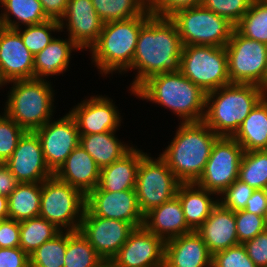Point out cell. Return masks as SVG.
<instances>
[{"mask_svg":"<svg viewBox=\"0 0 267 267\" xmlns=\"http://www.w3.org/2000/svg\"><path fill=\"white\" fill-rule=\"evenodd\" d=\"M238 179L254 189L267 190V150L244 151Z\"/></svg>","mask_w":267,"mask_h":267,"instance_id":"obj_35","label":"cell"},{"mask_svg":"<svg viewBox=\"0 0 267 267\" xmlns=\"http://www.w3.org/2000/svg\"><path fill=\"white\" fill-rule=\"evenodd\" d=\"M61 230L43 217L37 216L20 222L19 247L28 255L44 242L52 240Z\"/></svg>","mask_w":267,"mask_h":267,"instance_id":"obj_32","label":"cell"},{"mask_svg":"<svg viewBox=\"0 0 267 267\" xmlns=\"http://www.w3.org/2000/svg\"><path fill=\"white\" fill-rule=\"evenodd\" d=\"M86 207L95 216L129 222L135 228L143 226L135 190L107 192L97 186L86 196Z\"/></svg>","mask_w":267,"mask_h":267,"instance_id":"obj_17","label":"cell"},{"mask_svg":"<svg viewBox=\"0 0 267 267\" xmlns=\"http://www.w3.org/2000/svg\"><path fill=\"white\" fill-rule=\"evenodd\" d=\"M116 131L80 135L79 144L91 155L100 169L122 158L131 147L115 136Z\"/></svg>","mask_w":267,"mask_h":267,"instance_id":"obj_28","label":"cell"},{"mask_svg":"<svg viewBox=\"0 0 267 267\" xmlns=\"http://www.w3.org/2000/svg\"><path fill=\"white\" fill-rule=\"evenodd\" d=\"M151 16L148 9L142 16L103 24L97 42L90 48L92 62L102 75L129 70L140 29Z\"/></svg>","mask_w":267,"mask_h":267,"instance_id":"obj_5","label":"cell"},{"mask_svg":"<svg viewBox=\"0 0 267 267\" xmlns=\"http://www.w3.org/2000/svg\"><path fill=\"white\" fill-rule=\"evenodd\" d=\"M196 232L212 255L240 244L236 232L235 212L223 207L219 202Z\"/></svg>","mask_w":267,"mask_h":267,"instance_id":"obj_22","label":"cell"},{"mask_svg":"<svg viewBox=\"0 0 267 267\" xmlns=\"http://www.w3.org/2000/svg\"><path fill=\"white\" fill-rule=\"evenodd\" d=\"M266 95L262 87L253 84L231 83L208 92L203 122L219 137H233Z\"/></svg>","mask_w":267,"mask_h":267,"instance_id":"obj_4","label":"cell"},{"mask_svg":"<svg viewBox=\"0 0 267 267\" xmlns=\"http://www.w3.org/2000/svg\"><path fill=\"white\" fill-rule=\"evenodd\" d=\"M143 226L164 241L192 232L177 196L144 215Z\"/></svg>","mask_w":267,"mask_h":267,"instance_id":"obj_24","label":"cell"},{"mask_svg":"<svg viewBox=\"0 0 267 267\" xmlns=\"http://www.w3.org/2000/svg\"><path fill=\"white\" fill-rule=\"evenodd\" d=\"M103 262L80 231H67L64 267H100Z\"/></svg>","mask_w":267,"mask_h":267,"instance_id":"obj_34","label":"cell"},{"mask_svg":"<svg viewBox=\"0 0 267 267\" xmlns=\"http://www.w3.org/2000/svg\"><path fill=\"white\" fill-rule=\"evenodd\" d=\"M135 96L169 108L182 123L203 121L206 93L180 71L149 77L135 90Z\"/></svg>","mask_w":267,"mask_h":267,"instance_id":"obj_3","label":"cell"},{"mask_svg":"<svg viewBox=\"0 0 267 267\" xmlns=\"http://www.w3.org/2000/svg\"><path fill=\"white\" fill-rule=\"evenodd\" d=\"M69 113L74 117L79 135L116 131L121 125L120 112L107 96H90L74 106Z\"/></svg>","mask_w":267,"mask_h":267,"instance_id":"obj_19","label":"cell"},{"mask_svg":"<svg viewBox=\"0 0 267 267\" xmlns=\"http://www.w3.org/2000/svg\"><path fill=\"white\" fill-rule=\"evenodd\" d=\"M257 1H259V2H261L263 4H267V0H257Z\"/></svg>","mask_w":267,"mask_h":267,"instance_id":"obj_54","label":"cell"},{"mask_svg":"<svg viewBox=\"0 0 267 267\" xmlns=\"http://www.w3.org/2000/svg\"><path fill=\"white\" fill-rule=\"evenodd\" d=\"M34 79V56L16 29L0 26V82Z\"/></svg>","mask_w":267,"mask_h":267,"instance_id":"obj_18","label":"cell"},{"mask_svg":"<svg viewBox=\"0 0 267 267\" xmlns=\"http://www.w3.org/2000/svg\"><path fill=\"white\" fill-rule=\"evenodd\" d=\"M243 245L257 267H267V229Z\"/></svg>","mask_w":267,"mask_h":267,"instance_id":"obj_45","label":"cell"},{"mask_svg":"<svg viewBox=\"0 0 267 267\" xmlns=\"http://www.w3.org/2000/svg\"><path fill=\"white\" fill-rule=\"evenodd\" d=\"M225 49L230 83L253 84L265 90L267 44L248 39L234 28Z\"/></svg>","mask_w":267,"mask_h":267,"instance_id":"obj_10","label":"cell"},{"mask_svg":"<svg viewBox=\"0 0 267 267\" xmlns=\"http://www.w3.org/2000/svg\"><path fill=\"white\" fill-rule=\"evenodd\" d=\"M4 164L19 183H41L54 175L46 165L41 142L35 132L23 134Z\"/></svg>","mask_w":267,"mask_h":267,"instance_id":"obj_16","label":"cell"},{"mask_svg":"<svg viewBox=\"0 0 267 267\" xmlns=\"http://www.w3.org/2000/svg\"><path fill=\"white\" fill-rule=\"evenodd\" d=\"M164 267H212V254L192 231L165 241Z\"/></svg>","mask_w":267,"mask_h":267,"instance_id":"obj_21","label":"cell"},{"mask_svg":"<svg viewBox=\"0 0 267 267\" xmlns=\"http://www.w3.org/2000/svg\"><path fill=\"white\" fill-rule=\"evenodd\" d=\"M266 216H258L244 210L235 211L236 232L239 243L253 239L267 229Z\"/></svg>","mask_w":267,"mask_h":267,"instance_id":"obj_41","label":"cell"},{"mask_svg":"<svg viewBox=\"0 0 267 267\" xmlns=\"http://www.w3.org/2000/svg\"><path fill=\"white\" fill-rule=\"evenodd\" d=\"M18 183L9 168L4 163H0V195L8 197Z\"/></svg>","mask_w":267,"mask_h":267,"instance_id":"obj_50","label":"cell"},{"mask_svg":"<svg viewBox=\"0 0 267 267\" xmlns=\"http://www.w3.org/2000/svg\"><path fill=\"white\" fill-rule=\"evenodd\" d=\"M100 267H115L111 262L104 261Z\"/></svg>","mask_w":267,"mask_h":267,"instance_id":"obj_52","label":"cell"},{"mask_svg":"<svg viewBox=\"0 0 267 267\" xmlns=\"http://www.w3.org/2000/svg\"><path fill=\"white\" fill-rule=\"evenodd\" d=\"M253 0H203L202 6L226 18L234 26L248 11Z\"/></svg>","mask_w":267,"mask_h":267,"instance_id":"obj_40","label":"cell"},{"mask_svg":"<svg viewBox=\"0 0 267 267\" xmlns=\"http://www.w3.org/2000/svg\"><path fill=\"white\" fill-rule=\"evenodd\" d=\"M80 48L68 39L56 38L45 49L34 56V78L47 80L48 76L62 74L67 70L72 51ZM45 77V79H44Z\"/></svg>","mask_w":267,"mask_h":267,"instance_id":"obj_27","label":"cell"},{"mask_svg":"<svg viewBox=\"0 0 267 267\" xmlns=\"http://www.w3.org/2000/svg\"><path fill=\"white\" fill-rule=\"evenodd\" d=\"M29 255L20 247L0 248V267H27Z\"/></svg>","mask_w":267,"mask_h":267,"instance_id":"obj_47","label":"cell"},{"mask_svg":"<svg viewBox=\"0 0 267 267\" xmlns=\"http://www.w3.org/2000/svg\"><path fill=\"white\" fill-rule=\"evenodd\" d=\"M212 267H257L249 258L243 244L218 251L212 255Z\"/></svg>","mask_w":267,"mask_h":267,"instance_id":"obj_43","label":"cell"},{"mask_svg":"<svg viewBox=\"0 0 267 267\" xmlns=\"http://www.w3.org/2000/svg\"><path fill=\"white\" fill-rule=\"evenodd\" d=\"M8 218V197L0 195V220H6Z\"/></svg>","mask_w":267,"mask_h":267,"instance_id":"obj_51","label":"cell"},{"mask_svg":"<svg viewBox=\"0 0 267 267\" xmlns=\"http://www.w3.org/2000/svg\"><path fill=\"white\" fill-rule=\"evenodd\" d=\"M243 154L244 149L233 137H219L196 184L218 197L238 179Z\"/></svg>","mask_w":267,"mask_h":267,"instance_id":"obj_12","label":"cell"},{"mask_svg":"<svg viewBox=\"0 0 267 267\" xmlns=\"http://www.w3.org/2000/svg\"><path fill=\"white\" fill-rule=\"evenodd\" d=\"M45 15L60 22L65 15L69 0H39Z\"/></svg>","mask_w":267,"mask_h":267,"instance_id":"obj_49","label":"cell"},{"mask_svg":"<svg viewBox=\"0 0 267 267\" xmlns=\"http://www.w3.org/2000/svg\"><path fill=\"white\" fill-rule=\"evenodd\" d=\"M165 241L144 226L135 228L111 259L115 267H164Z\"/></svg>","mask_w":267,"mask_h":267,"instance_id":"obj_15","label":"cell"},{"mask_svg":"<svg viewBox=\"0 0 267 267\" xmlns=\"http://www.w3.org/2000/svg\"><path fill=\"white\" fill-rule=\"evenodd\" d=\"M41 183H18L8 196L9 219L21 222L39 216Z\"/></svg>","mask_w":267,"mask_h":267,"instance_id":"obj_31","label":"cell"},{"mask_svg":"<svg viewBox=\"0 0 267 267\" xmlns=\"http://www.w3.org/2000/svg\"><path fill=\"white\" fill-rule=\"evenodd\" d=\"M148 4H150V2L152 1V0H145Z\"/></svg>","mask_w":267,"mask_h":267,"instance_id":"obj_55","label":"cell"},{"mask_svg":"<svg viewBox=\"0 0 267 267\" xmlns=\"http://www.w3.org/2000/svg\"><path fill=\"white\" fill-rule=\"evenodd\" d=\"M25 132L4 112L0 115V163H5L11 157Z\"/></svg>","mask_w":267,"mask_h":267,"instance_id":"obj_39","label":"cell"},{"mask_svg":"<svg viewBox=\"0 0 267 267\" xmlns=\"http://www.w3.org/2000/svg\"><path fill=\"white\" fill-rule=\"evenodd\" d=\"M20 245V222L13 219L1 220L0 248H15Z\"/></svg>","mask_w":267,"mask_h":267,"instance_id":"obj_46","label":"cell"},{"mask_svg":"<svg viewBox=\"0 0 267 267\" xmlns=\"http://www.w3.org/2000/svg\"><path fill=\"white\" fill-rule=\"evenodd\" d=\"M169 18L175 23L183 46L225 47L235 28L202 5L178 10Z\"/></svg>","mask_w":267,"mask_h":267,"instance_id":"obj_8","label":"cell"},{"mask_svg":"<svg viewBox=\"0 0 267 267\" xmlns=\"http://www.w3.org/2000/svg\"><path fill=\"white\" fill-rule=\"evenodd\" d=\"M103 23L142 16L149 4L145 0H91Z\"/></svg>","mask_w":267,"mask_h":267,"instance_id":"obj_33","label":"cell"},{"mask_svg":"<svg viewBox=\"0 0 267 267\" xmlns=\"http://www.w3.org/2000/svg\"><path fill=\"white\" fill-rule=\"evenodd\" d=\"M180 72L205 93L231 84L225 47L183 46Z\"/></svg>","mask_w":267,"mask_h":267,"instance_id":"obj_9","label":"cell"},{"mask_svg":"<svg viewBox=\"0 0 267 267\" xmlns=\"http://www.w3.org/2000/svg\"><path fill=\"white\" fill-rule=\"evenodd\" d=\"M100 170L91 155L79 144L54 175L87 196L98 186Z\"/></svg>","mask_w":267,"mask_h":267,"instance_id":"obj_23","label":"cell"},{"mask_svg":"<svg viewBox=\"0 0 267 267\" xmlns=\"http://www.w3.org/2000/svg\"><path fill=\"white\" fill-rule=\"evenodd\" d=\"M134 229L129 222L95 216L86 207L79 231L96 253L104 261L110 262Z\"/></svg>","mask_w":267,"mask_h":267,"instance_id":"obj_14","label":"cell"},{"mask_svg":"<svg viewBox=\"0 0 267 267\" xmlns=\"http://www.w3.org/2000/svg\"><path fill=\"white\" fill-rule=\"evenodd\" d=\"M243 210L258 216H266L267 190L255 189L251 197L247 200L246 207Z\"/></svg>","mask_w":267,"mask_h":267,"instance_id":"obj_48","label":"cell"},{"mask_svg":"<svg viewBox=\"0 0 267 267\" xmlns=\"http://www.w3.org/2000/svg\"><path fill=\"white\" fill-rule=\"evenodd\" d=\"M214 194L196 183L180 184L176 196L182 205L185 221L193 231L204 223L218 204V199L212 197Z\"/></svg>","mask_w":267,"mask_h":267,"instance_id":"obj_26","label":"cell"},{"mask_svg":"<svg viewBox=\"0 0 267 267\" xmlns=\"http://www.w3.org/2000/svg\"><path fill=\"white\" fill-rule=\"evenodd\" d=\"M11 89L4 113L26 132H34L54 119V90L47 80L27 79L9 82ZM13 83V84H12Z\"/></svg>","mask_w":267,"mask_h":267,"instance_id":"obj_6","label":"cell"},{"mask_svg":"<svg viewBox=\"0 0 267 267\" xmlns=\"http://www.w3.org/2000/svg\"><path fill=\"white\" fill-rule=\"evenodd\" d=\"M203 0H152L149 10L157 17H170L176 11L200 6Z\"/></svg>","mask_w":267,"mask_h":267,"instance_id":"obj_44","label":"cell"},{"mask_svg":"<svg viewBox=\"0 0 267 267\" xmlns=\"http://www.w3.org/2000/svg\"><path fill=\"white\" fill-rule=\"evenodd\" d=\"M21 29L22 26L16 30L20 33L23 44L33 56L45 49L55 39L51 32L61 31L60 22L52 19L40 24L25 26L24 30Z\"/></svg>","mask_w":267,"mask_h":267,"instance_id":"obj_38","label":"cell"},{"mask_svg":"<svg viewBox=\"0 0 267 267\" xmlns=\"http://www.w3.org/2000/svg\"><path fill=\"white\" fill-rule=\"evenodd\" d=\"M233 138L244 151L267 150V95L250 111Z\"/></svg>","mask_w":267,"mask_h":267,"instance_id":"obj_29","label":"cell"},{"mask_svg":"<svg viewBox=\"0 0 267 267\" xmlns=\"http://www.w3.org/2000/svg\"><path fill=\"white\" fill-rule=\"evenodd\" d=\"M183 45L175 23L169 17L152 15L141 27L136 50L129 68L137 71L130 92L149 77L179 72Z\"/></svg>","mask_w":267,"mask_h":267,"instance_id":"obj_1","label":"cell"},{"mask_svg":"<svg viewBox=\"0 0 267 267\" xmlns=\"http://www.w3.org/2000/svg\"><path fill=\"white\" fill-rule=\"evenodd\" d=\"M86 208V196L55 175L42 182L39 216L61 231H79Z\"/></svg>","mask_w":267,"mask_h":267,"instance_id":"obj_7","label":"cell"},{"mask_svg":"<svg viewBox=\"0 0 267 267\" xmlns=\"http://www.w3.org/2000/svg\"><path fill=\"white\" fill-rule=\"evenodd\" d=\"M34 132L40 139L46 165L55 174L79 145L77 123L74 117L67 113L58 120L50 119Z\"/></svg>","mask_w":267,"mask_h":267,"instance_id":"obj_13","label":"cell"},{"mask_svg":"<svg viewBox=\"0 0 267 267\" xmlns=\"http://www.w3.org/2000/svg\"><path fill=\"white\" fill-rule=\"evenodd\" d=\"M179 124L175 137L158 156L181 183H196L219 136L203 121Z\"/></svg>","mask_w":267,"mask_h":267,"instance_id":"obj_2","label":"cell"},{"mask_svg":"<svg viewBox=\"0 0 267 267\" xmlns=\"http://www.w3.org/2000/svg\"><path fill=\"white\" fill-rule=\"evenodd\" d=\"M146 154L133 147L122 158L102 168L98 187L107 192L135 190L139 163Z\"/></svg>","mask_w":267,"mask_h":267,"instance_id":"obj_25","label":"cell"},{"mask_svg":"<svg viewBox=\"0 0 267 267\" xmlns=\"http://www.w3.org/2000/svg\"><path fill=\"white\" fill-rule=\"evenodd\" d=\"M181 182L167 163L146 154L139 163L135 191L143 215L177 195Z\"/></svg>","mask_w":267,"mask_h":267,"instance_id":"obj_11","label":"cell"},{"mask_svg":"<svg viewBox=\"0 0 267 267\" xmlns=\"http://www.w3.org/2000/svg\"><path fill=\"white\" fill-rule=\"evenodd\" d=\"M265 91L267 92V69L265 74Z\"/></svg>","mask_w":267,"mask_h":267,"instance_id":"obj_53","label":"cell"},{"mask_svg":"<svg viewBox=\"0 0 267 267\" xmlns=\"http://www.w3.org/2000/svg\"><path fill=\"white\" fill-rule=\"evenodd\" d=\"M0 4L4 8L0 26L5 28L18 29L22 24L29 26L49 20L39 0H1ZM11 15L15 18L11 19Z\"/></svg>","mask_w":267,"mask_h":267,"instance_id":"obj_30","label":"cell"},{"mask_svg":"<svg viewBox=\"0 0 267 267\" xmlns=\"http://www.w3.org/2000/svg\"><path fill=\"white\" fill-rule=\"evenodd\" d=\"M103 24L91 0H69L66 13L60 20L61 32L66 28L68 37L81 51L90 49L97 42Z\"/></svg>","mask_w":267,"mask_h":267,"instance_id":"obj_20","label":"cell"},{"mask_svg":"<svg viewBox=\"0 0 267 267\" xmlns=\"http://www.w3.org/2000/svg\"><path fill=\"white\" fill-rule=\"evenodd\" d=\"M255 189L248 184L235 180L218 198L219 203L232 211L243 210L247 200L251 197Z\"/></svg>","mask_w":267,"mask_h":267,"instance_id":"obj_42","label":"cell"},{"mask_svg":"<svg viewBox=\"0 0 267 267\" xmlns=\"http://www.w3.org/2000/svg\"><path fill=\"white\" fill-rule=\"evenodd\" d=\"M234 27L244 37L267 44V4L253 0Z\"/></svg>","mask_w":267,"mask_h":267,"instance_id":"obj_36","label":"cell"},{"mask_svg":"<svg viewBox=\"0 0 267 267\" xmlns=\"http://www.w3.org/2000/svg\"><path fill=\"white\" fill-rule=\"evenodd\" d=\"M67 249V231H61L52 240L44 242L29 255L33 267H64Z\"/></svg>","mask_w":267,"mask_h":267,"instance_id":"obj_37","label":"cell"}]
</instances>
